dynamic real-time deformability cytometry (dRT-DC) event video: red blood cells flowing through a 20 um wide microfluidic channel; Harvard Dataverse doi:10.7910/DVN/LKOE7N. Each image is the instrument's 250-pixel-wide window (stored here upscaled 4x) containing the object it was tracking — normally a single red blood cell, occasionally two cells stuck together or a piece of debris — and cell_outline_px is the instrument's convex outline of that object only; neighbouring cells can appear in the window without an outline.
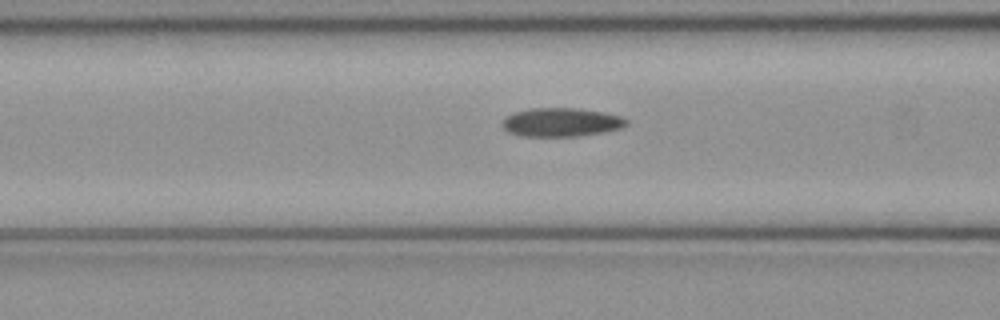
{"species": "common noctule bat (a hibernating species)", "species_latin": "Nyctalus noctula", "temperature_condition": "cold", "stored_images_in_passage": 50, "camera_frame_rate_fps": 3000, "um_per_image_px": 0.085, "animal": {"sex": "female", "body_mass_g": 21.9}, "frame": {"image": 1, "passage_image": 20, "time_ms": 6.333, "image_size_px": [1000, 320], "cell_outline_px": [[628, 124], [620, 128], [580, 136], [520, 136], [508, 132], [500, 124], [512, 112], [532, 108], [576, 108], [604, 112], [620, 116], [628, 120]], "centroid_in_image_um": [47.68, 10.39], "position_along_channel_um": 118.9, "area_um2": 20.69}}
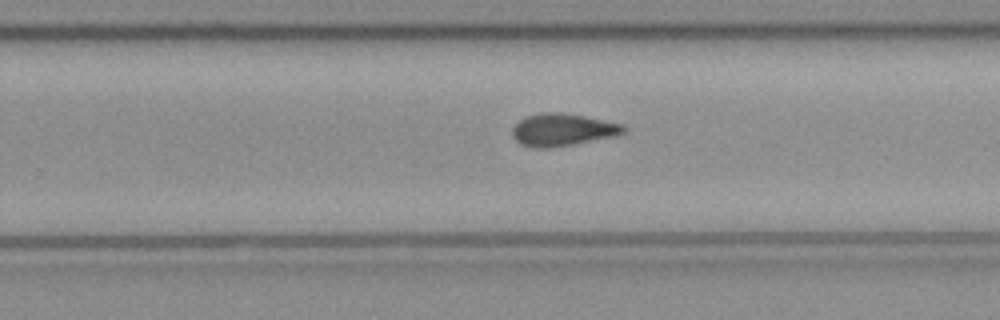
{"frame": {"image": 2, "passage_image": 32, "time_ms": 10.333, "image_size_px": [1000, 320], "cell_outline_px": [[628, 128], [624, 132], [616, 136], [572, 144], [548, 148], [536, 148], [520, 144], [512, 136], [512, 128], [520, 120], [528, 116], [544, 112], [560, 112], [584, 116], [624, 124]], "centroid_in_image_um": [47.84, 11.03], "position_along_channel_um": 282.0, "area_um2": 20.92}}
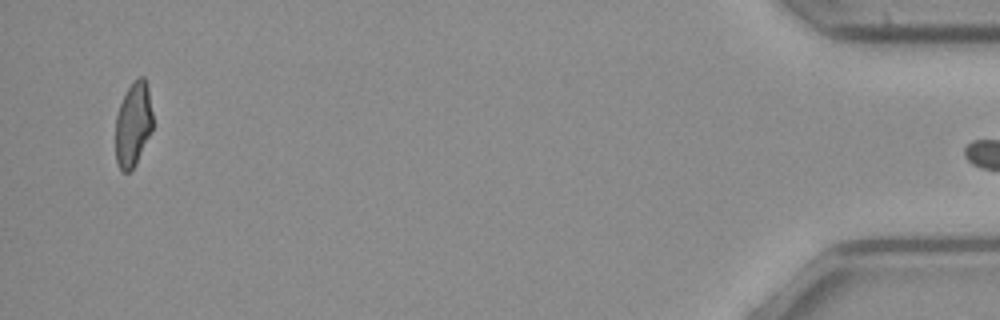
{"frame": {"image": 3, "passage_image": 49, "time_ms": 16.0, "image_size_px": [1000, 320], "cell_outline_px": [[152, 132], [136, 164], [128, 172], [120, 172], [116, 160], [116, 116], [120, 104], [128, 88], [140, 76], [144, 76], [148, 84], [152, 112]], "centroid_in_image_um": [11.33, 10.59], "position_along_channel_um": 423.9, "area_um2": 18.38}}